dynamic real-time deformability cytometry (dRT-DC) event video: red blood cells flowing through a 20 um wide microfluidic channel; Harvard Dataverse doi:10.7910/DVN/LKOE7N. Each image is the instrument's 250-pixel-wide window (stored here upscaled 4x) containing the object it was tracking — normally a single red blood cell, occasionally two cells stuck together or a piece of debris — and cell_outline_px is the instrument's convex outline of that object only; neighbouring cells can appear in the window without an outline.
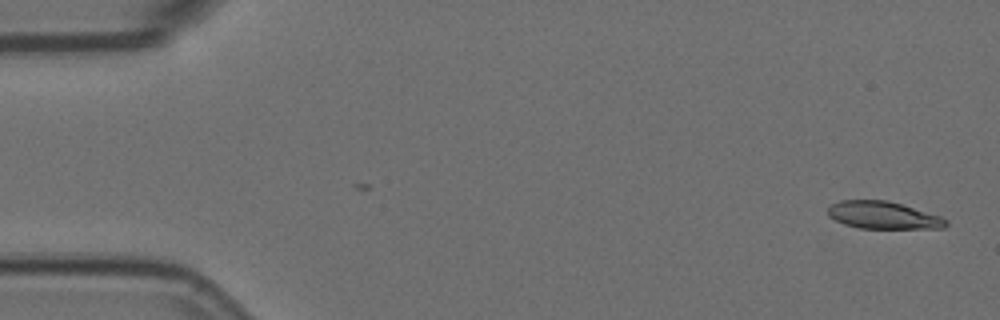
{"species": "Egyptian fruit bat (a non-hibernating species)", "species_latin": "Rousettus aegyptiacus", "temperature_condition": "room temperature", "stored_images_in_passage": 2, "camera_frame_rate_fps": 3000, "um_per_image_px": 0.085, "animal": {"sex": "female"}, "frame": {"image": 1, "passage_image": 2, "time_ms": 0.333, "image_size_px": [1000, 320], "cell_outline_px": [[948, 224], [944, 228], [860, 228], [844, 224], [828, 216], [828, 208], [832, 204], [840, 200], [888, 200], [940, 216], [948, 220]], "centroid_in_image_um": [75.06, 18.29], "position_along_channel_um": 9.9, "area_um2": 18.73}}